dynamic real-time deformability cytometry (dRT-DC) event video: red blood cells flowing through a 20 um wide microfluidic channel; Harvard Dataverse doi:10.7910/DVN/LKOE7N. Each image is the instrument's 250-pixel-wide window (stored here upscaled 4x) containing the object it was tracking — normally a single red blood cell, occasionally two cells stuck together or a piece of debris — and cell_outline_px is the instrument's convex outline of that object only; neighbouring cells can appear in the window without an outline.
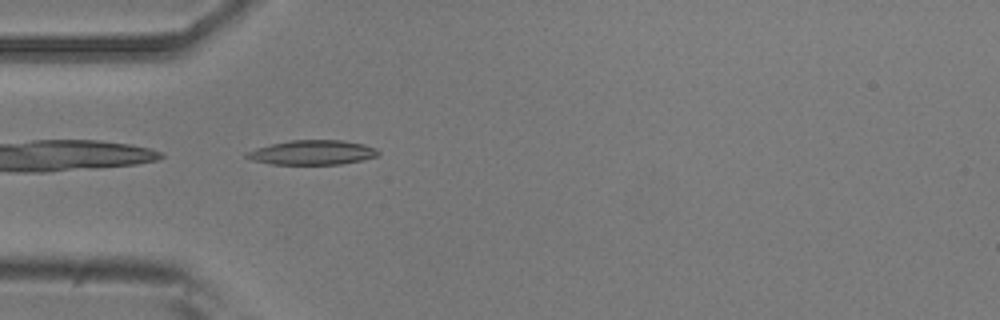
{"species": "common noctule bat (a hibernating species)", "species_latin": "Nyctalus noctula", "temperature_condition": "room temperature", "stored_images_in_passage": 37, "camera_frame_rate_fps": 3000, "um_per_image_px": 0.085, "animal": {"sex": "male", "body_mass_g": 20.5, "forearm_length_mm": 52.5}, "frame": {"image": 1, "passage_image": 1, "time_ms": 0.0, "image_size_px": [1000, 320], "cell_outline_px": [[380, 156], [340, 164], [272, 164], [252, 160], [244, 156], [244, 152], [256, 148], [288, 140], [344, 140], [364, 144], [376, 148], [380, 152]], "centroid_in_image_um": [26.56, 12.95], "position_along_channel_um": 58.4, "area_um2": 18.9}}
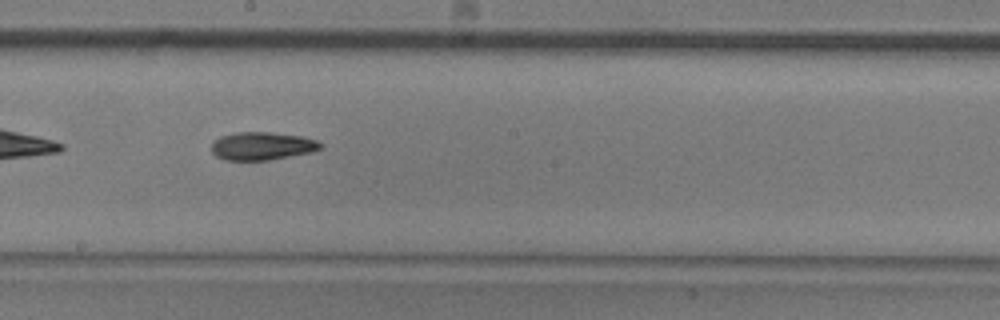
{"frame": {"image": 2, "passage_image": 14, "time_ms": 4.333, "image_size_px": [1000, 320], "cell_outline_px": [[324, 144], [320, 148], [312, 152], [268, 160], [224, 160], [216, 156], [212, 152], [212, 144], [220, 136], [236, 132], [272, 132], [300, 136], [316, 140]], "centroid_in_image_um": [22.27, 12.41], "position_along_channel_um": 225.9, "area_um2": 17.74}}
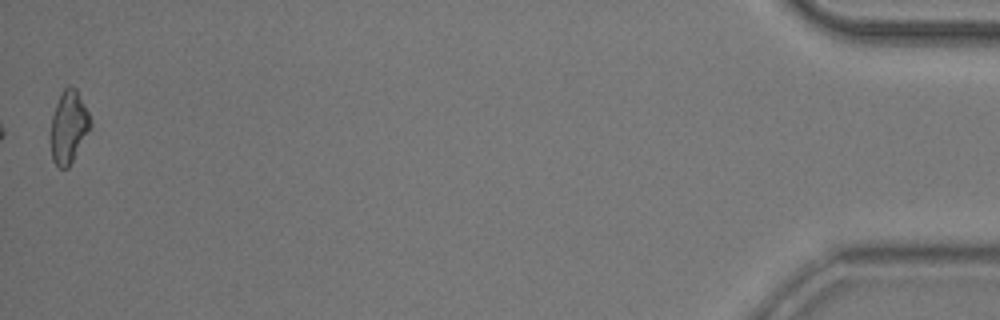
{"frame": {"image": 3, "passage_image": 37, "time_ms": 12.0, "image_size_px": [1000, 320], "cell_outline_px": [[92, 128], [68, 168], [60, 168], [52, 160], [48, 140], [52, 116], [56, 104], [64, 88], [68, 84], [72, 84], [76, 88], [88, 112], [92, 124]], "centroid_in_image_um": [5.81, 10.81], "position_along_channel_um": 429.4, "area_um2": 17.28}, "authors_computed_cell_mechanics": {"area_um2": 17.2822, "velocity_mm_per_s": 3.9031, "shape_relaxation_time_tau1_ms": 5.0409, "shape_relaxation_time_tau2_ms": null, "deformation_change_tau1": 0.1529, "deformation_change_tau2": null}}